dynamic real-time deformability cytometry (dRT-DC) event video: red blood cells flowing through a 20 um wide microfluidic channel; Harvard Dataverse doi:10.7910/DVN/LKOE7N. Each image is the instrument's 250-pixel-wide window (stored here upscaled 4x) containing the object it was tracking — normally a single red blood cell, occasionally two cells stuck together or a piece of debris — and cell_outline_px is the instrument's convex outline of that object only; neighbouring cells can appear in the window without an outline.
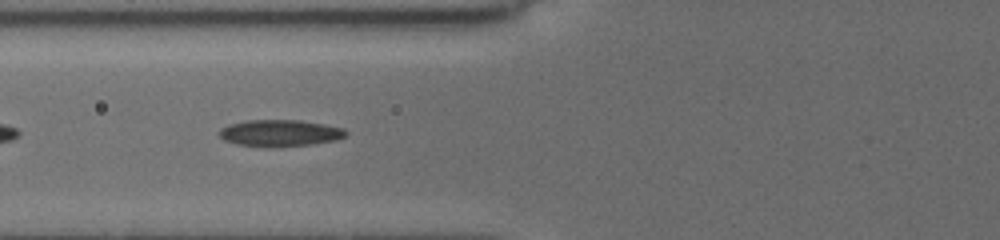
{"species": "common noctule bat (a hibernating species)", "species_latin": "Nyctalus noctula", "temperature_condition": "cold", "stored_images_in_passage": 16, "camera_frame_rate_fps": 3000, "um_per_image_px": 0.085, "animal": {"sex": "female", "body_mass_g": 19.5, "forearm_length_mm": 54.1}, "frame": {"image": 1, "passage_image": 5, "time_ms": 1.333, "image_size_px": [1000, 240], "cell_outline_px": [[348, 132], [344, 136], [336, 140], [312, 144], [280, 148], [268, 148], [236, 144], [224, 140], [216, 132], [220, 128], [228, 124], [248, 120], [300, 120], [324, 124], [344, 128]], "centroid_in_image_um": [23.76, 11.32], "position_along_channel_um": 102.0, "area_um2": 20.11}}
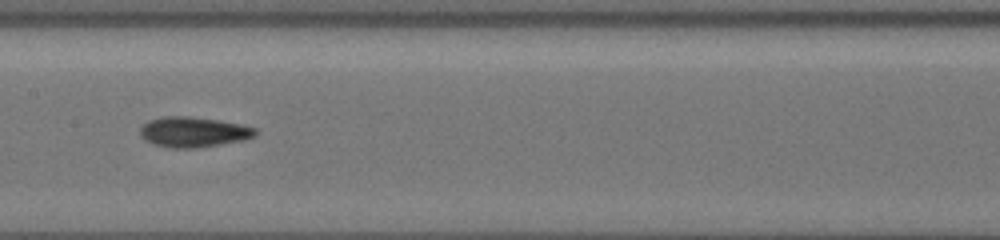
{"frame": {"image": 2, "passage_image": 10, "time_ms": 3.667, "image_size_px": [1000, 240], "cell_outline_px": [[256, 136], [244, 140], [196, 148], [172, 148], [152, 144], [144, 140], [140, 136], [140, 128], [148, 120], [164, 116], [184, 116], [216, 120], [240, 124], [256, 128]], "centroid_in_image_um": [16.41, 11.23], "position_along_channel_um": 191.0, "area_um2": 20.29}}
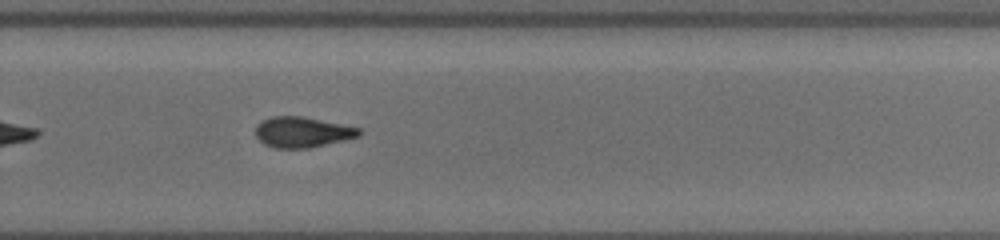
{"frame": {"image": 3, "passage_image": 16, "time_ms": 6.667, "image_size_px": [1000, 240], "cell_outline_px": [[364, 132], [360, 136], [344, 140], [308, 148], [272, 148], [264, 144], [256, 136], [256, 124], [272, 116], [300, 116], [360, 128]], "centroid_in_image_um": [25.69, 11.24], "position_along_channel_um": 304.1, "area_um2": 18.32}}